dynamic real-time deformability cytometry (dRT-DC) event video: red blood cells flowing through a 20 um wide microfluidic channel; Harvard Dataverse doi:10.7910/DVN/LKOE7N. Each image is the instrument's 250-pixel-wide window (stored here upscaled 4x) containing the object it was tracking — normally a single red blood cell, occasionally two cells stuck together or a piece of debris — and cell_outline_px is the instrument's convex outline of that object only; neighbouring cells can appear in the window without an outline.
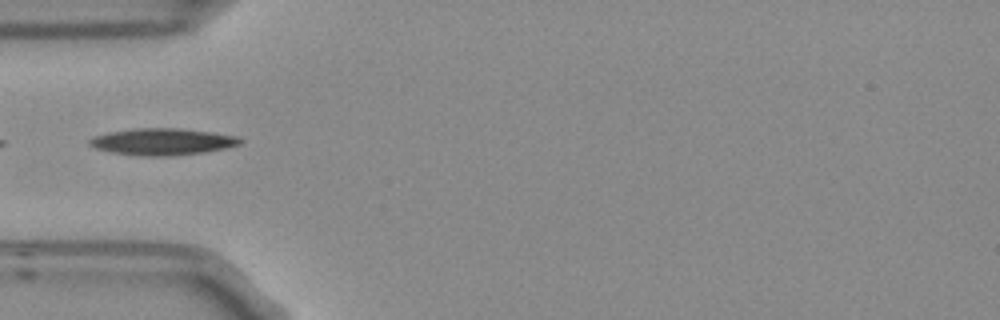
{"species": "Egyptian fruit bat (a non-hibernating species)", "species_latin": "Rousettus aegyptiacus", "temperature_condition": "room temperature", "stored_images_in_passage": 5, "camera_frame_rate_fps": 3000, "um_per_image_px": 0.085, "frame": {"image": 1, "passage_image": 4, "time_ms": 1.0, "image_size_px": [1000, 320], "cell_outline_px": [[244, 140], [240, 144], [224, 148], [204, 152], [172, 156], [144, 156], [112, 152], [96, 148], [88, 144], [88, 140], [96, 136], [108, 132], [132, 128], [180, 128], [212, 132], [236, 136]], "centroid_in_image_um": [13.81, 12.04], "position_along_channel_um": 71.2, "area_um2": 23.41}}